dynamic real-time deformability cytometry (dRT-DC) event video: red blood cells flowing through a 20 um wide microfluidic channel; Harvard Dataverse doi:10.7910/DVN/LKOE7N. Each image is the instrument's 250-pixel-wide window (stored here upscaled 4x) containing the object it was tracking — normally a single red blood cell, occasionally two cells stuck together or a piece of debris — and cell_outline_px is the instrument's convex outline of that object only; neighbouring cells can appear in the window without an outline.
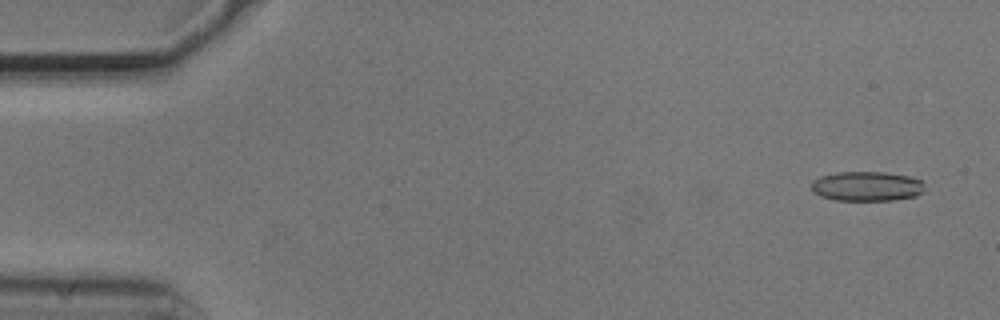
{"species": "common noctule bat (a hibernating species)", "species_latin": "Nyctalus noctula", "temperature_condition": "cold", "stored_images_in_passage": 53, "camera_frame_rate_fps": 3000, "um_per_image_px": 0.085, "animal": {"sex": "male", "body_mass_g": 20.5, "forearm_length_mm": 52.5}, "frame": {"image": 1, "passage_image": 2, "time_ms": 0.333, "image_size_px": [1000, 320], "cell_outline_px": [[924, 192], [916, 196], [892, 200], [836, 200], [820, 196], [812, 192], [812, 180], [820, 176], [836, 172], [884, 172], [908, 176], [920, 180], [924, 184]], "centroid_in_image_um": [73.66, 15.83], "position_along_channel_um": 11.3, "area_um2": 19.65}}
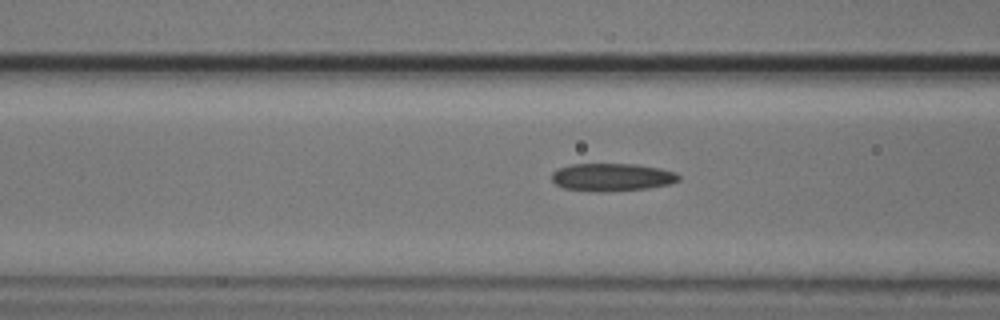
{"frame": {"image": 2, "passage_image": 20, "time_ms": 6.333, "image_size_px": [1000, 320], "cell_outline_px": [[680, 180], [672, 184], [648, 188], [608, 192], [600, 192], [564, 188], [556, 184], [552, 180], [552, 172], [556, 168], [572, 164], [636, 164], [660, 168], [676, 172], [680, 176]], "centroid_in_image_um": [52.04, 15.06], "position_along_channel_um": 114.6, "area_um2": 20.81}}
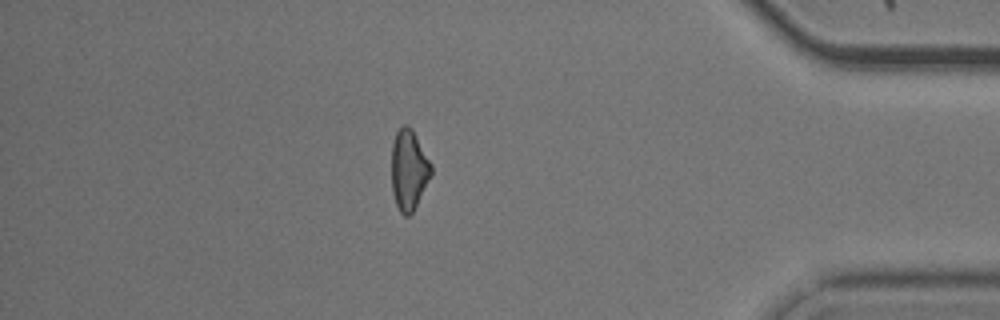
{"frame": {"image": 3, "passage_image": 46, "time_ms": 15.0, "image_size_px": [1000, 320], "cell_outline_px": [[432, 176], [412, 212], [408, 216], [404, 216], [400, 212], [396, 204], [392, 192], [392, 144], [396, 132], [404, 124], [408, 124], [412, 128], [432, 164]], "centroid_in_image_um": [34.76, 14.42], "position_along_channel_um": 400.4, "area_um2": 18.67}, "authors_computed_cell_mechanics": {"area_um2": 19.7676, "velocity_mm_per_s": 3.7268, "shape_relaxation_time_tau1_ms": null, "shape_relaxation_time_tau2_ms": 8.1304, "deformation_change_tau1": null, "deformation_change_tau2": 0.2139}}